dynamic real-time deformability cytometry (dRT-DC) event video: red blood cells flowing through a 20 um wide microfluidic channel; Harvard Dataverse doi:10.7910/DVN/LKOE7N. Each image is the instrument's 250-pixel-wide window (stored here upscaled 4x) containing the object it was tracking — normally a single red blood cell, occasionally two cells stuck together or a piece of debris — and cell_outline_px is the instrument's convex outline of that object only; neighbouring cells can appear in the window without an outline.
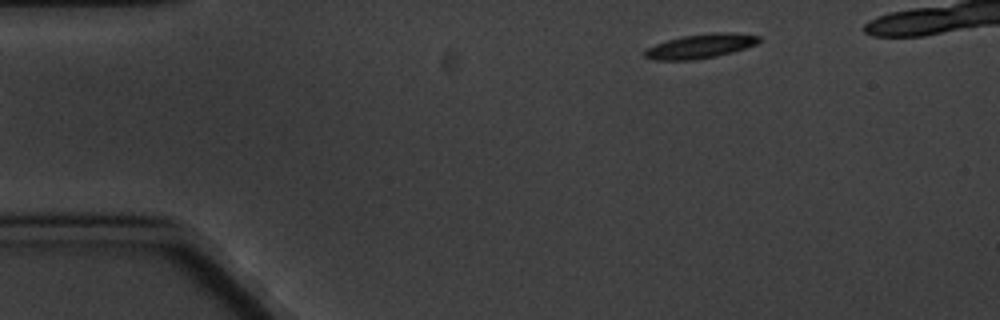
{"species": "common noctule bat (a hibernating species)", "species_latin": "Nyctalus noctula", "temperature_condition": "cold", "stored_images_in_passage": 9, "camera_frame_rate_fps": 3000, "um_per_image_px": 0.085, "animal": {"sex": "male", "body_mass_g": 20.1, "forearm_length_mm": 53.5}, "frame": {"image": 1, "passage_image": 1, "time_ms": 0.0, "image_size_px": [1000, 320], "cell_outline_px": [[760, 40], [756, 44], [732, 52], [716, 56], [696, 60], [652, 60], [644, 56], [640, 52], [656, 44], [680, 36], [712, 32], [736, 32], [760, 36]], "centroid_in_image_um": [59.51, 3.92], "position_along_channel_um": 25.5, "area_um2": 16.36}}
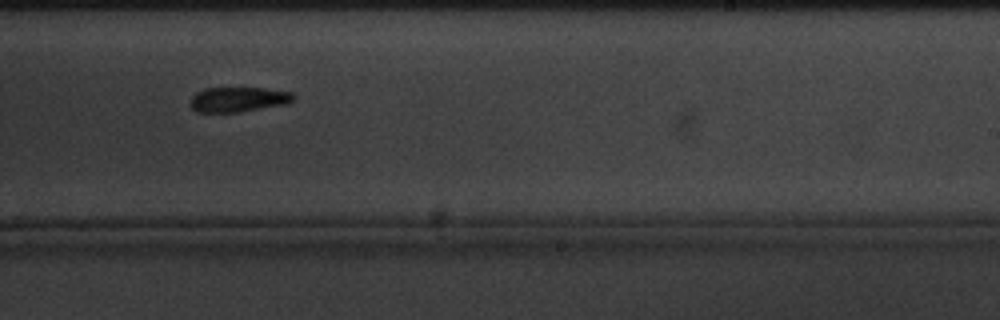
{"frame": {"image": 2, "passage_image": 9, "time_ms": 9.333, "image_size_px": [1000, 320], "cell_outline_px": [[296, 96], [288, 104], [240, 112], [196, 112], [192, 108], [192, 96], [196, 92], [204, 88], [264, 88], [292, 92]], "centroid_in_image_um": [20.29, 8.45], "position_along_channel_um": 268.7, "area_um2": 15.03}}